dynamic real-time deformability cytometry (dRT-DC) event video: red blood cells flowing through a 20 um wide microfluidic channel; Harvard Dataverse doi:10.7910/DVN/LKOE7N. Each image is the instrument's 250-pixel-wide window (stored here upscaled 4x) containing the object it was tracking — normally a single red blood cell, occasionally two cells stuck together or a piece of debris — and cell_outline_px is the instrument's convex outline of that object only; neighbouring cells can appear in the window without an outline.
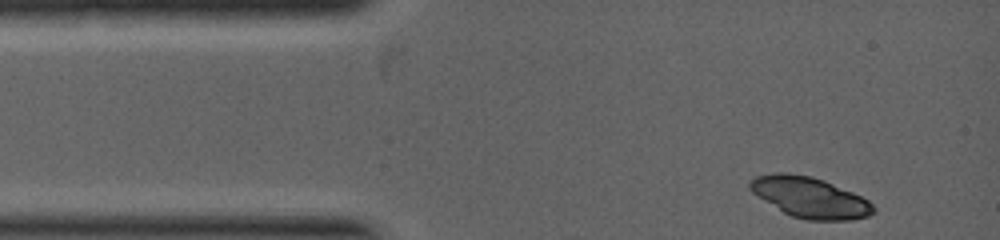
{"species": "common noctule bat (a hibernating species)", "species_latin": "Nyctalus noctula", "temperature_condition": "warm", "stored_images_in_passage": 8, "camera_frame_rate_fps": 5000, "um_per_image_px": 0.085, "animal": {"sex": "female", "body_mass_g": 19.0, "forearm_length_mm": 53.3}, "frame": {"image": 1, "passage_image": 1, "time_ms": 0.0, "image_size_px": [1000, 240], "cell_outline_px": [[876, 212], [868, 216], [852, 220], [808, 220], [792, 216], [784, 212], [752, 192], [748, 188], [748, 184], [752, 176], [776, 172], [788, 172], [812, 176], [824, 180], [852, 192], [868, 200], [876, 208]], "centroid_in_image_um": [68.83, 16.76], "position_along_channel_um": 16.2, "area_um2": 29.3}}